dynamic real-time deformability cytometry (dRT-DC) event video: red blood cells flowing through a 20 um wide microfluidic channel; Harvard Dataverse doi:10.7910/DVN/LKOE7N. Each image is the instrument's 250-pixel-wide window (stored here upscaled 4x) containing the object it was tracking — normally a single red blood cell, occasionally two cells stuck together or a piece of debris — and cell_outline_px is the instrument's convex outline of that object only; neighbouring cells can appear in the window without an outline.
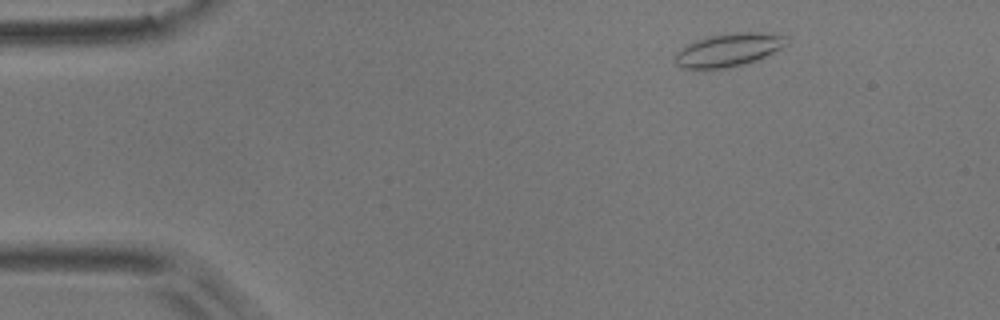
{"species": "common noctule bat (a hibernating species)", "species_latin": "Nyctalus noctula", "temperature_condition": "room temperature", "stored_images_in_passage": 5, "camera_frame_rate_fps": 3000, "um_per_image_px": 0.085, "animal": {"sex": "male", "body_mass_g": 17.9}, "frame": {"image": 1, "passage_image": 2, "time_ms": 0.333, "image_size_px": [1000, 320], "cell_outline_px": [[788, 44], [756, 60], [724, 68], [684, 68], [676, 64], [676, 52], [684, 44], [708, 36], [736, 32], [760, 32], [788, 36]], "centroid_in_image_um": [61.92, 4.21], "position_along_channel_um": 23.1, "area_um2": 21.27}}